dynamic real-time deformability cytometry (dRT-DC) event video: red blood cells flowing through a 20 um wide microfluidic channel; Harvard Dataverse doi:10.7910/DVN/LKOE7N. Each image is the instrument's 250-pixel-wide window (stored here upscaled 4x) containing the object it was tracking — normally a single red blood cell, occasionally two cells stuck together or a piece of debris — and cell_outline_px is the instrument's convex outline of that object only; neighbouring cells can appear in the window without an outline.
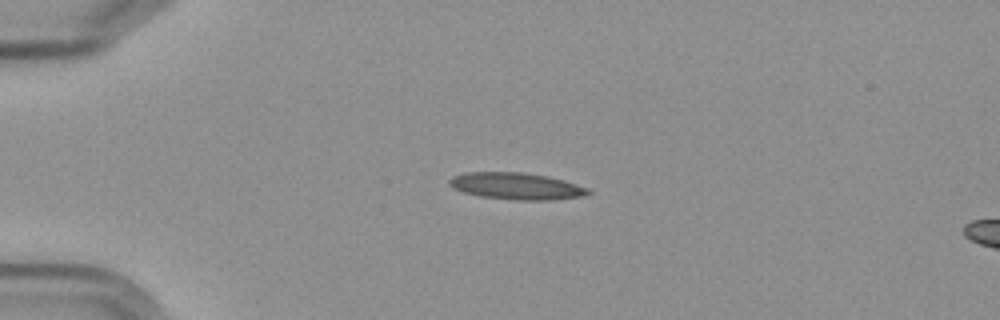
{"species": "Egyptian fruit bat (a non-hibernating species)", "species_latin": "Rousettus aegyptiacus", "temperature_condition": "cold", "stored_images_in_passage": 3, "segment_of_instrument_passage": [1, 2], "camera_frame_rate_fps": 3000, "um_per_image_px": 0.085, "frame": {"image": 1, "passage_image": 1, "time_ms": 0.0, "image_size_px": [1000, 320], "cell_outline_px": [[592, 192], [588, 196], [552, 200], [516, 200], [480, 196], [464, 192], [452, 188], [448, 184], [448, 180], [452, 176], [464, 172], [524, 172], [548, 176], [564, 180], [588, 188]], "centroid_in_image_um": [43.91, 15.82], "position_along_channel_um": 41.1, "area_um2": 21.96}}